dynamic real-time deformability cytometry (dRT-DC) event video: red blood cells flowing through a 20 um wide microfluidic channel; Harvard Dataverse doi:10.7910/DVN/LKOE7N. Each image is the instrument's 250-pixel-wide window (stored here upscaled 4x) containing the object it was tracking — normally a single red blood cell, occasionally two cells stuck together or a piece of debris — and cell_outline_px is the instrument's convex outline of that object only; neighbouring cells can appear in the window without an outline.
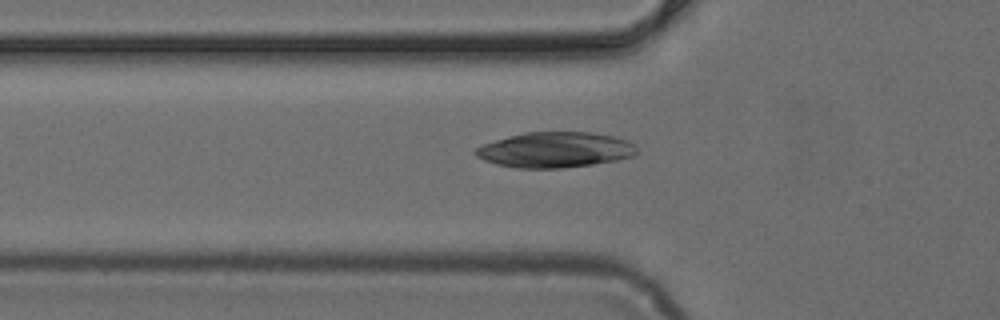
{"species": "common noctule bat (a hibernating species)", "species_latin": "Nyctalus noctula", "temperature_condition": "cold", "stored_images_in_passage": 6, "camera_frame_rate_fps": 3000, "um_per_image_px": 0.085, "animal": {"sex": "female", "body_mass_g": 24.6, "forearm_length_mm": 56.2}, "frame": {"image": 1, "passage_image": 6, "time_ms": 1.667, "image_size_px": [1000, 320], "cell_outline_px": [[640, 152], [636, 156], [616, 160], [592, 164], [564, 168], [516, 168], [496, 164], [484, 160], [476, 156], [476, 148], [484, 144], [508, 136], [524, 132], [592, 132], [612, 136], [636, 144]], "centroid_in_image_um": [47.24, 12.74], "position_along_channel_um": 78.6, "area_um2": 33.41}}